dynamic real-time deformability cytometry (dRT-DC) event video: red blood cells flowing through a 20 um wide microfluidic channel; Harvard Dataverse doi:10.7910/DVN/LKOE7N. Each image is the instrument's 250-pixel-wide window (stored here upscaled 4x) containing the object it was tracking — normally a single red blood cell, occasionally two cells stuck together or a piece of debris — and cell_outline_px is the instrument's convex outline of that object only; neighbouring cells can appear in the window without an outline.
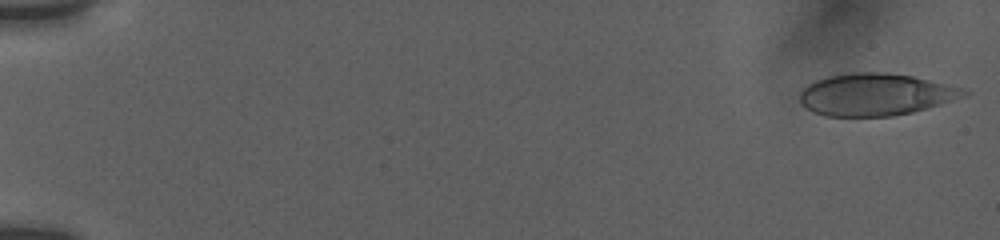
{"species": "human", "species_latin": "Homo sapiens", "temperature_condition": "room temperature", "stored_images_in_passage": 55, "camera_frame_rate_fps": 3000, "um_per_image_px": 0.085, "donor": {"sex": "female"}, "frame": {"image": 1, "passage_image": 1, "time_ms": 0.0, "image_size_px": [1000, 240], "cell_outline_px": [[972, 92], [968, 96], [928, 108], [912, 112], [892, 116], [824, 116], [808, 108], [800, 100], [800, 92], [808, 84], [816, 80], [828, 76], [856, 72], [880, 72], [912, 76], [960, 88]], "centroid_in_image_um": [74.45, 8.04], "position_along_channel_um": 10.6, "area_um2": 39.94}}
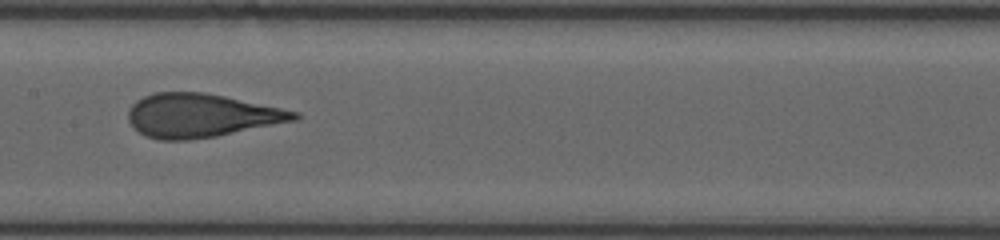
{"frame": {"image": 2, "passage_image": 29, "time_ms": 9.333, "image_size_px": [1000, 240], "cell_outline_px": [[300, 116], [296, 120], [216, 136], [188, 140], [160, 140], [148, 136], [140, 132], [128, 120], [128, 112], [132, 104], [136, 100], [152, 92], [204, 92], [224, 96], [300, 112]], "centroid_in_image_um": [17.08, 9.81], "position_along_channel_um": 190.3, "area_um2": 41.85}}
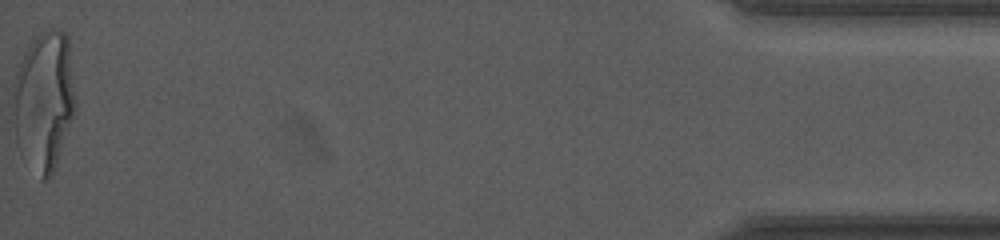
{"frame": {"image": 3, "passage_image": 55, "time_ms": 18.0, "image_size_px": [1000, 240], "cell_outline_px": [[76, 108], [52, 176], [48, 180], [40, 180], [16, 140], [12, 84], [16, 72], [24, 52], [28, 44], [40, 32], [48, 28], [60, 28], [68, 36], [76, 100]], "centroid_in_image_um": [3.76, 8.49], "position_along_channel_um": 431.4, "area_um2": 50.69}, "authors_computed_cell_mechanics": {"area_um2": 41.6738, "velocity_mm_per_s": 3.769, "shape_relaxation_time_tau1_ms": 4.0409, "shape_relaxation_time_tau2_ms": null, "deformation_change_tau1": 0.1985, "deformation_change_tau2": null}}